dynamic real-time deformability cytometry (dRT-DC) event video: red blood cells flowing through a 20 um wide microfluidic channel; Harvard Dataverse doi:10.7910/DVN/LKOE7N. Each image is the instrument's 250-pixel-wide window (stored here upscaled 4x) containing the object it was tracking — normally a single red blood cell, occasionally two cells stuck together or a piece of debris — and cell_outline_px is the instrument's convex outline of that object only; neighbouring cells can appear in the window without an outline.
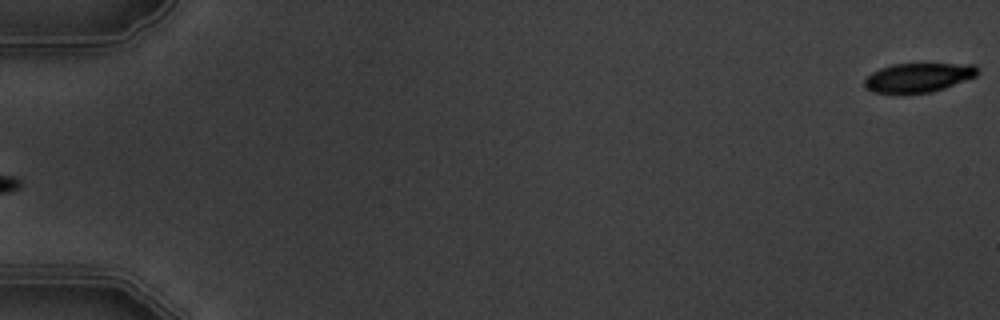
{"species": "common noctule bat (a hibernating species)", "species_latin": "Nyctalus noctula", "temperature_condition": "warm", "stored_images_in_passage": 2, "segment_of_instrument_passage": [2, 2], "camera_frame_rate_fps": 3000, "um_per_image_px": 0.085, "animal": {"sex": "male", "body_mass_g": 19.5, "forearm_length_mm": 54.6}, "frame": {"image": 1, "passage_image": 2, "time_ms": 1.0, "image_size_px": [1000, 320], "cell_outline_px": [[976, 76], [944, 88], [932, 92], [900, 96], [872, 92], [864, 88], [864, 80], [872, 72], [880, 68], [892, 64], [976, 64]], "centroid_in_image_um": [77.96, 6.64], "position_along_channel_um": 7.0, "area_um2": 19.71}}